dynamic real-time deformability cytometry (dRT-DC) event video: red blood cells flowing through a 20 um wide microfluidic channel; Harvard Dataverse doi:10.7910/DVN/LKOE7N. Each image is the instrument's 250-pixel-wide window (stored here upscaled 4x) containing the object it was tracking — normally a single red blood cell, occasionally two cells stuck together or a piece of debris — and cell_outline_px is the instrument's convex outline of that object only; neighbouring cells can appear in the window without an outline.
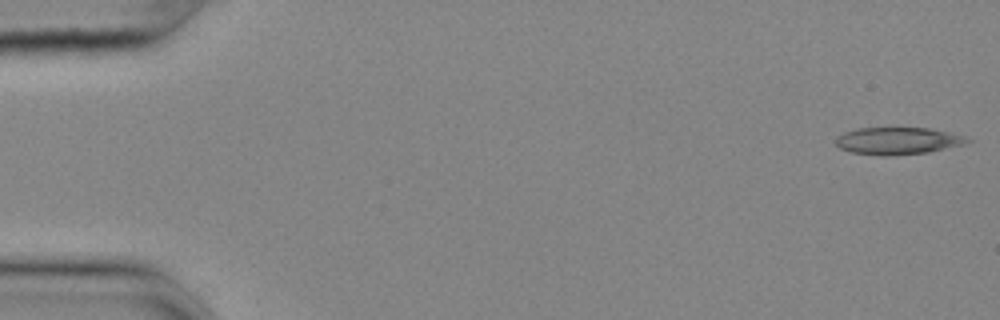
{"species": "common noctule bat (a hibernating species)", "species_latin": "Nyctalus noctula", "temperature_condition": "cold", "stored_images_in_passage": 55, "camera_frame_rate_fps": 3000, "um_per_image_px": 0.085, "animal": {"sex": "female", "body_mass_g": 25.1}, "frame": {"image": 1, "passage_image": 1, "time_ms": 0.0, "image_size_px": [1000, 320], "cell_outline_px": [[972, 140], [964, 144], [928, 152], [888, 156], [884, 156], [852, 152], [840, 148], [836, 144], [836, 136], [844, 132], [856, 128], [928, 128], [948, 132], [964, 136]], "centroid_in_image_um": [76.28, 11.97], "position_along_channel_um": 8.7, "area_um2": 20.69}}
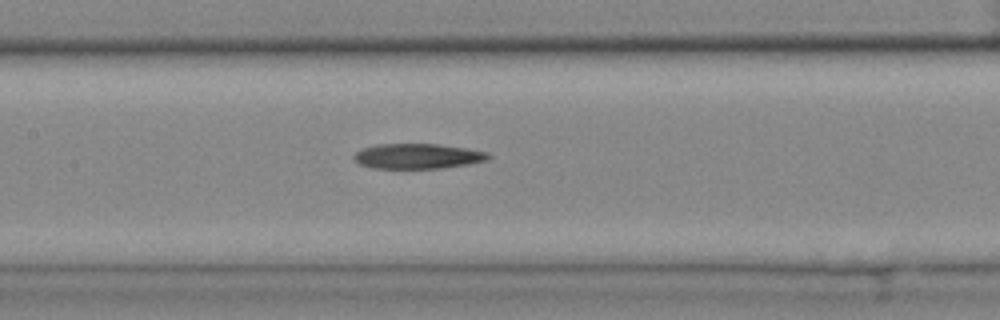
{"frame": {"image": 2, "passage_image": 26, "time_ms": 8.333, "image_size_px": [1000, 320], "cell_outline_px": [[492, 156], [488, 160], [468, 164], [440, 168], [372, 168], [360, 164], [352, 156], [356, 152], [364, 148], [376, 144], [436, 144], [464, 148], [488, 152]], "centroid_in_image_um": [35.51, 13.27], "position_along_channel_um": 171.9, "area_um2": 19.54}}
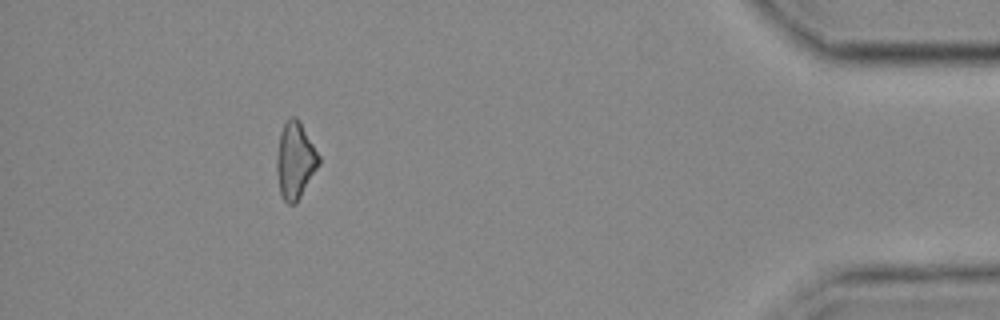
{"frame": {"image": 3, "passage_image": 50, "time_ms": 16.333, "image_size_px": [1000, 320], "cell_outline_px": [[320, 164], [296, 204], [288, 204], [284, 200], [280, 192], [276, 172], [276, 156], [280, 132], [284, 124], [292, 116], [296, 116], [300, 120], [320, 156]], "centroid_in_image_um": [25.09, 13.63], "position_along_channel_um": 410.1, "area_um2": 18.96}}